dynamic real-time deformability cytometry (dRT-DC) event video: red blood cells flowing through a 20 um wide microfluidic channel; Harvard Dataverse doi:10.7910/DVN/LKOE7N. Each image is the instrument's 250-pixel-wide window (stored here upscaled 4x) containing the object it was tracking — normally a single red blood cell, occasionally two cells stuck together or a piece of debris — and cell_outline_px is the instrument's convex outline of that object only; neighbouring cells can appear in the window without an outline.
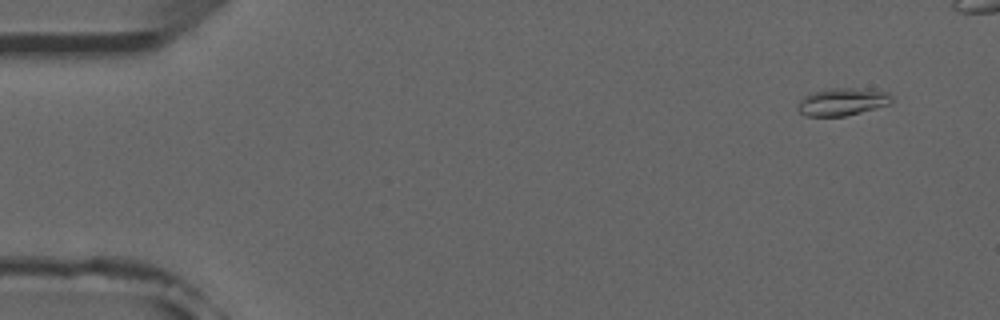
{"species": "common noctule bat (a hibernating species)", "species_latin": "Nyctalus noctula", "temperature_condition": "room temperature", "stored_images_in_passage": 45, "camera_frame_rate_fps": 3000, "um_per_image_px": 0.085, "animal": {"sex": "male", "forearm_length_mm": 52.5}, "frame": {"image": 1, "passage_image": 1, "time_ms": 0.0, "image_size_px": [1000, 320], "cell_outline_px": [[892, 100], [888, 104], [860, 112], [844, 116], [804, 116], [796, 108], [800, 100], [804, 96], [812, 92], [828, 88], [856, 88], [888, 92], [892, 96]], "centroid_in_image_um": [71.55, 8.65], "position_along_channel_um": 13.5, "area_um2": 14.97}}
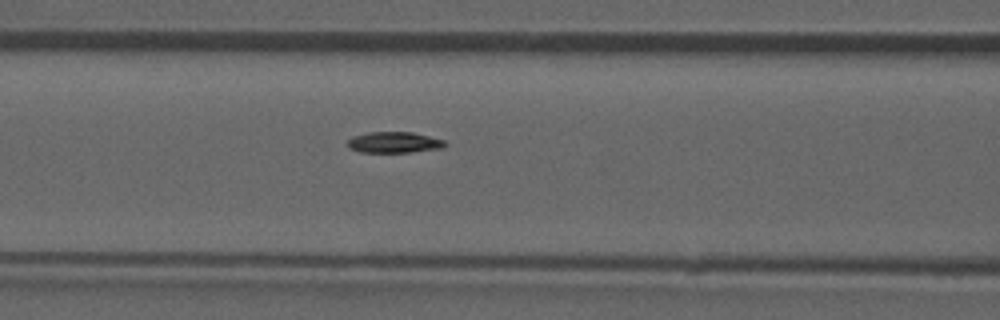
{"frame": {"image": 2, "passage_image": 19, "time_ms": 6.0, "image_size_px": [1000, 320], "cell_outline_px": [[448, 144], [444, 148], [412, 152], [360, 152], [348, 148], [348, 140], [352, 136], [368, 132], [412, 132], [444, 140]], "centroid_in_image_um": [33.51, 12.1], "position_along_channel_um": 133.1, "area_um2": 12.02}}
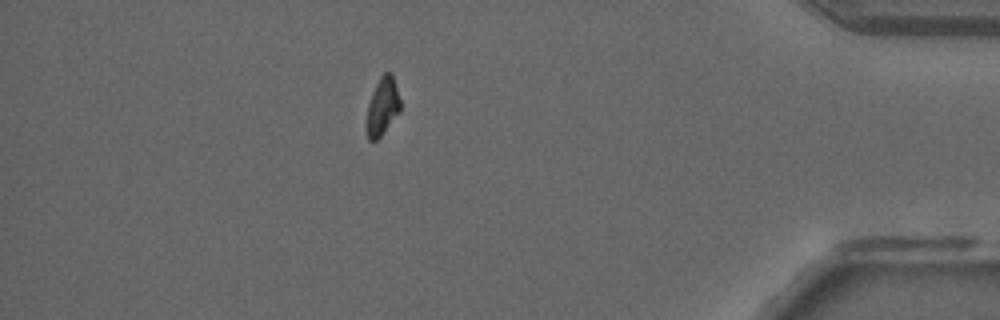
{"frame": {"image": 3, "passage_image": 43, "time_ms": 14.0, "image_size_px": [1000, 320], "cell_outline_px": [[400, 112], [380, 136], [376, 140], [368, 140], [368, 104], [372, 92], [380, 76], [384, 72], [392, 72], [400, 100]], "centroid_in_image_um": [32.54, 8.99], "position_along_channel_um": 402.7, "area_um2": 11.04}, "authors_computed_cell_mechanics": {"area_um2": 12.5426, "velocity_mm_per_s": 3.928, "shape_relaxation_time_tau1_ms": 7.0912, "shape_relaxation_time_tau2_ms": null, "deformation_change_tau1": 0.1715, "deformation_change_tau2": null}}